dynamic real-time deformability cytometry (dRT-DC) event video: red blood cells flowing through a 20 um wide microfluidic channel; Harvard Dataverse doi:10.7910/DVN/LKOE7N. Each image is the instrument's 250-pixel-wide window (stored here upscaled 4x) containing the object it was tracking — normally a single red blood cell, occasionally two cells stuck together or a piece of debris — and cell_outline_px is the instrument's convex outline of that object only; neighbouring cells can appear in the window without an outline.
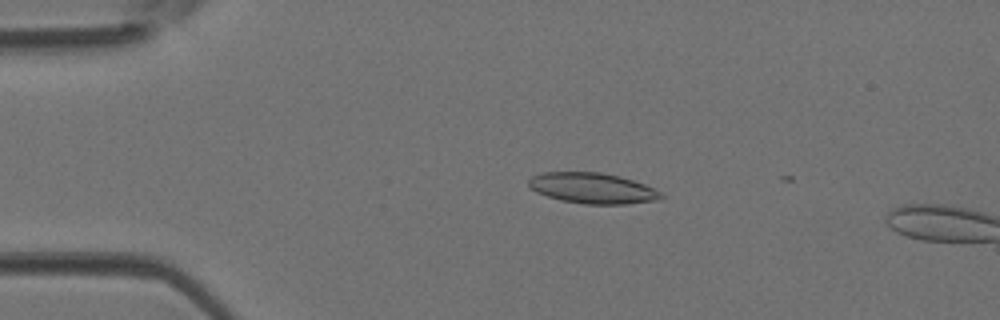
{"species": "Egyptian fruit bat (a non-hibernating species)", "species_latin": "Rousettus aegyptiacus", "temperature_condition": "room temperature", "stored_images_in_passage": 2, "camera_frame_rate_fps": 3000, "um_per_image_px": 0.085, "animal": {"sex": "female"}, "frame": {"image": 1, "passage_image": 1, "time_ms": 0.0, "image_size_px": [1000, 320], "cell_outline_px": [[664, 196], [660, 200], [628, 204], [584, 204], [560, 200], [536, 192], [528, 184], [528, 180], [532, 176], [544, 172], [600, 172], [620, 176], [644, 184], [660, 192]], "centroid_in_image_um": [50.37, 16.0], "position_along_channel_um": 34.6, "area_um2": 23.64}}